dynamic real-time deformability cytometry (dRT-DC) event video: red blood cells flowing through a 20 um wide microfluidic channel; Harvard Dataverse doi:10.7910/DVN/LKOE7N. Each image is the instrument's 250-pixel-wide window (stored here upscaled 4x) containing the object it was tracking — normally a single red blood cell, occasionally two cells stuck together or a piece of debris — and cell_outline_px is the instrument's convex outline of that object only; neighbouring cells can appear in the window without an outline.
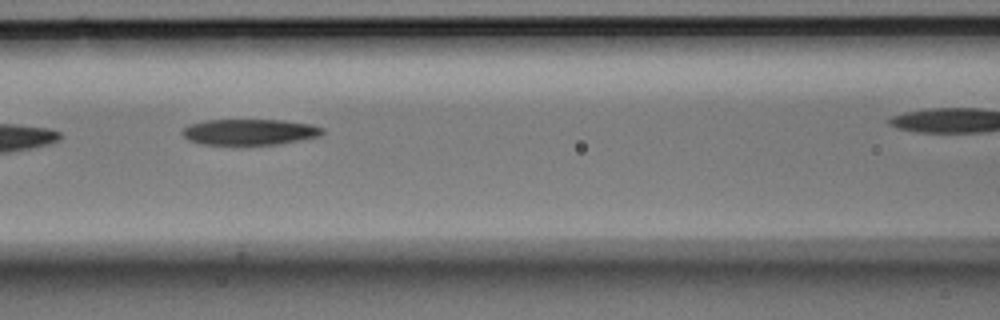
{"species": "Egyptian fruit bat (a non-hibernating species)", "species_latin": "Rousettus aegyptiacus", "temperature_condition": "room temperature", "stored_images_in_passage": 10, "camera_frame_rate_fps": 3000, "um_per_image_px": 0.085, "animal": {"sex": "male"}, "frame": {"image": 1, "passage_image": 5, "time_ms": 1.333, "image_size_px": [1000, 320], "cell_outline_px": [[324, 132], [320, 136], [300, 140], [276, 144], [200, 144], [188, 140], [180, 132], [184, 128], [192, 124], [204, 120], [284, 120], [312, 124], [324, 128]], "centroid_in_image_um": [21.23, 11.21], "position_along_channel_um": 145.4, "area_um2": 21.1}}
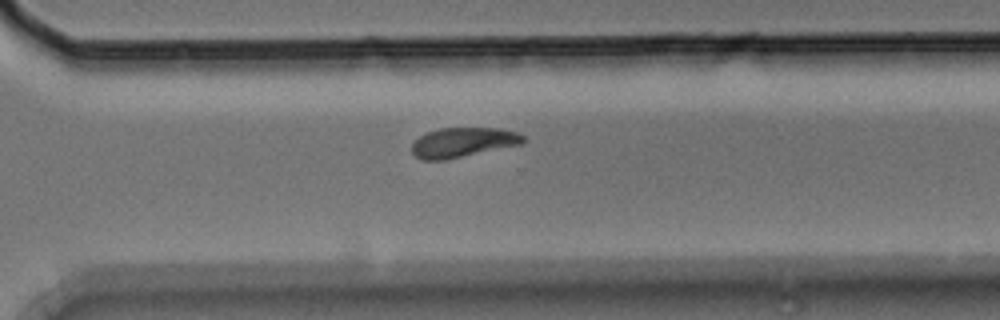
{"frame": {"image": 2, "passage_image": 10, "time_ms": 3.0, "image_size_px": [1000, 320], "cell_outline_px": [[528, 140], [524, 144], [444, 160], [420, 160], [412, 152], [412, 144], [420, 136], [428, 132], [440, 128], [500, 128], [516, 132], [524, 136]], "centroid_in_image_um": [39.4, 12.1], "position_along_channel_um": 331.2, "area_um2": 19.36}}